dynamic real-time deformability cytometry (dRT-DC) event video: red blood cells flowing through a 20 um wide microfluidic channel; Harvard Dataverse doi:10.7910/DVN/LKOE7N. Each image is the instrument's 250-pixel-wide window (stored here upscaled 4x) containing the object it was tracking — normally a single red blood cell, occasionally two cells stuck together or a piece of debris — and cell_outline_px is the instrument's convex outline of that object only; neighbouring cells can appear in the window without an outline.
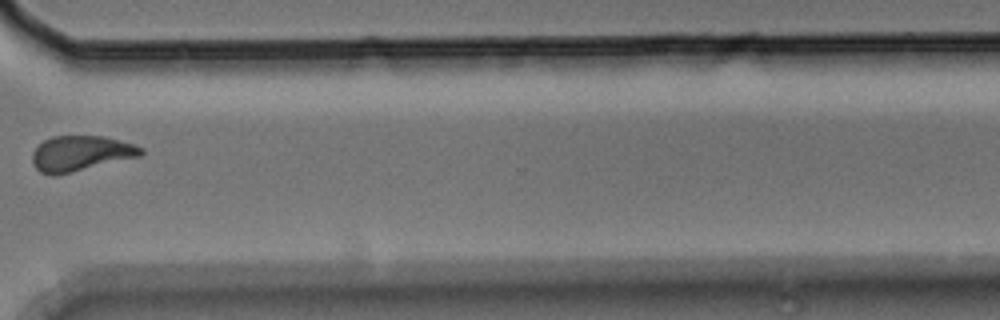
{"species": "Egyptian fruit bat (a non-hibernating species)", "species_latin": "Rousettus aegyptiacus", "temperature_condition": "room temperature", "stored_images_in_passage": 13, "camera_frame_rate_fps": 3000, "um_per_image_px": 0.085, "animal": {"sex": "male"}, "frame": {"image": 1, "passage_image": 11, "time_ms": 3.333, "image_size_px": [1000, 320], "cell_outline_px": [[144, 152], [140, 156], [56, 176], [52, 176], [40, 172], [36, 168], [32, 160], [32, 152], [44, 140], [52, 136], [104, 136], [120, 140], [144, 148]], "centroid_in_image_um": [6.85, 13.04], "position_along_channel_um": 363.7, "area_um2": 22.37}}